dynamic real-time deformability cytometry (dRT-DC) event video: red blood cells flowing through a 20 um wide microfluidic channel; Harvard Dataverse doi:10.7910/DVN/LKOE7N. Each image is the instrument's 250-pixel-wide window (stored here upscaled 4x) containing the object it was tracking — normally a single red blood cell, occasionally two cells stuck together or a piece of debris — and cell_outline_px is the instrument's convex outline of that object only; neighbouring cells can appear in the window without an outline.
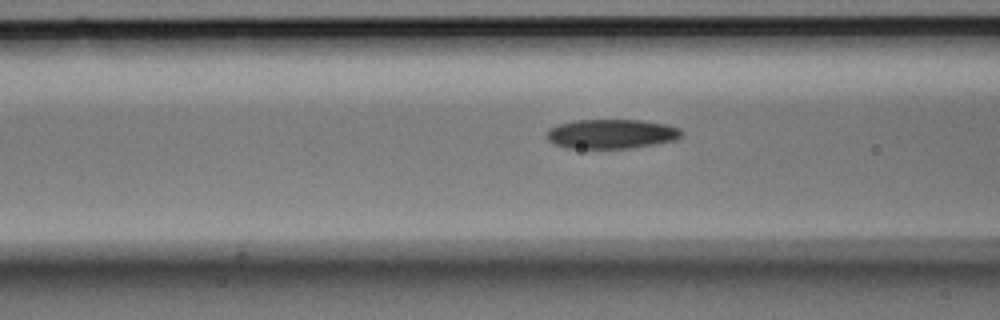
{"species": "Egyptian fruit bat (a non-hibernating species)", "species_latin": "Rousettus aegyptiacus", "temperature_condition": "room temperature", "stored_images_in_passage": 4, "camera_frame_rate_fps": 3000, "um_per_image_px": 0.085, "animal": {"sex": "male"}, "frame": {"image": 1, "passage_image": 4, "time_ms": 1.0, "image_size_px": [1000, 320], "cell_outline_px": [[684, 132], [676, 140], [628, 148], [568, 148], [556, 144], [548, 140], [548, 128], [560, 124], [576, 120], [640, 120], [664, 124], [680, 128]], "centroid_in_image_um": [51.98, 11.38], "position_along_channel_um": 114.6, "area_um2": 22.83}}